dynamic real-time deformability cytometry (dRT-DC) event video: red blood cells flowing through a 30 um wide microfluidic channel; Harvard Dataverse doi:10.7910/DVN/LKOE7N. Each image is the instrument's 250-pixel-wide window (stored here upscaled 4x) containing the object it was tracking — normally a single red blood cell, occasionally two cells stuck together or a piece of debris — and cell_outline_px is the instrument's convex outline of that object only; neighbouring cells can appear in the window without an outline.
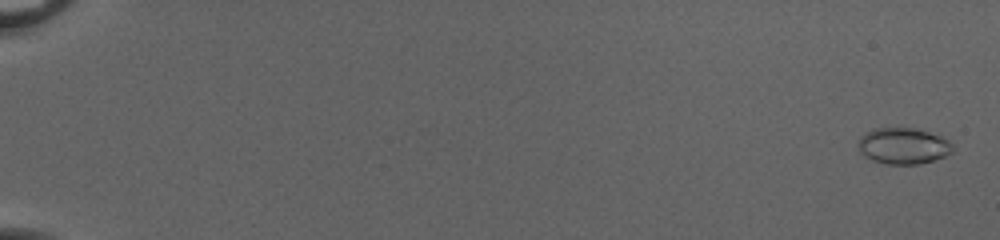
{"species": "common noctule bat (a hibernating species)", "species_latin": "Nyctalus noctula", "temperature_condition": "cold", "stored_images_in_passage": 54, "camera_frame_rate_fps": 3000, "um_per_image_px": 0.085, "animal": {"sex": "female", "body_mass_g": 20.0, "forearm_length_mm": 54.0}, "frame": {"image": 1, "passage_image": 2, "time_ms": 0.333, "image_size_px": [1000, 240], "cell_outline_px": [[952, 152], [944, 156], [920, 164], [888, 164], [872, 160], [864, 156], [860, 152], [856, 144], [860, 136], [872, 128], [912, 128], [928, 132], [940, 136], [948, 140], [952, 144]], "centroid_in_image_um": [76.72, 12.4], "position_along_channel_um": 8.3, "area_um2": 19.94}}
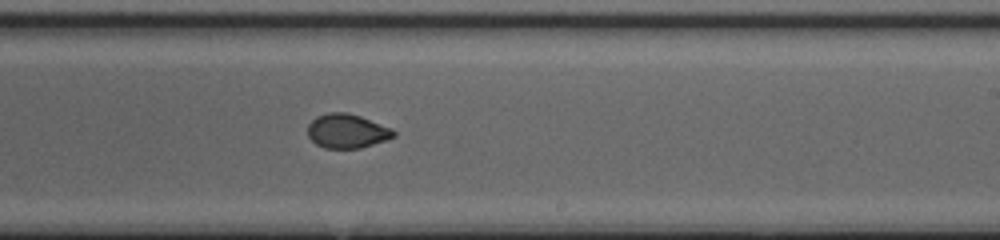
{"frame": {"image": 2, "passage_image": 36, "time_ms": 11.667, "image_size_px": [1000, 240], "cell_outline_px": [[396, 136], [388, 140], [360, 148], [324, 148], [316, 144], [308, 136], [308, 124], [316, 116], [328, 112], [348, 112], [360, 116], [392, 128], [396, 132]], "centroid_in_image_um": [29.51, 11.14], "position_along_channel_um": 259.5, "area_um2": 17.28}}
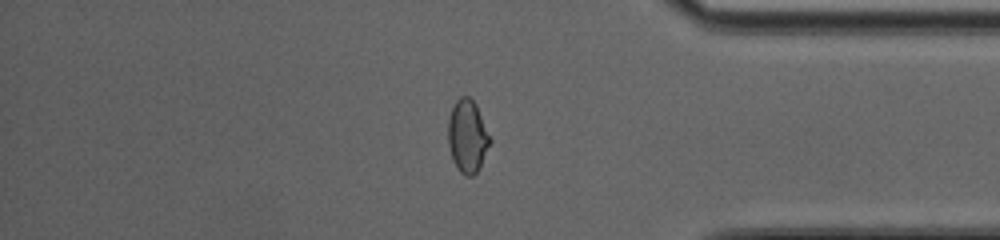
{"frame": {"image": 3, "passage_image": 47, "time_ms": 15.333, "image_size_px": [1000, 240], "cell_outline_px": [[492, 140], [480, 168], [472, 176], [464, 176], [456, 168], [452, 160], [448, 144], [448, 120], [452, 108], [456, 100], [460, 96], [468, 96], [476, 104]], "centroid_in_image_um": [39.73, 11.6], "position_along_channel_um": 395.5, "area_um2": 17.98}}